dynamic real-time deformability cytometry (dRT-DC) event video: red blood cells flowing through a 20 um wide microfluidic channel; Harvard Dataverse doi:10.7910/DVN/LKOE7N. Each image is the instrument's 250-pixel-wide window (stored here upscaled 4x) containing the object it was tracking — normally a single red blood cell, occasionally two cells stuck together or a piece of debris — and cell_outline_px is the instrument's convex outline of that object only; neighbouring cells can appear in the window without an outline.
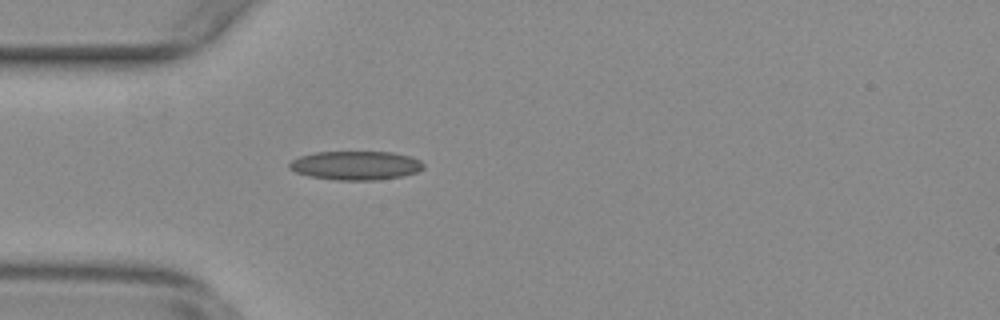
{"species": "common noctule bat (a hibernating species)", "species_latin": "Nyctalus noctula", "temperature_condition": "warm", "stored_images_in_passage": 42, "camera_frame_rate_fps": 3000, "um_per_image_px": 0.085, "animal": {"sex": "female", "body_mass_g": 29.2, "forearm_length_mm": 56.3}, "frame": {"image": 1, "passage_image": 6, "time_ms": 1.667, "image_size_px": [1000, 320], "cell_outline_px": [[424, 168], [416, 172], [400, 176], [376, 180], [336, 180], [308, 176], [296, 172], [288, 168], [288, 164], [292, 160], [300, 156], [316, 152], [392, 152], [408, 156], [420, 160], [424, 164]], "centroid_in_image_um": [30.21, 14.06], "position_along_channel_um": 54.8, "area_um2": 22.48}}
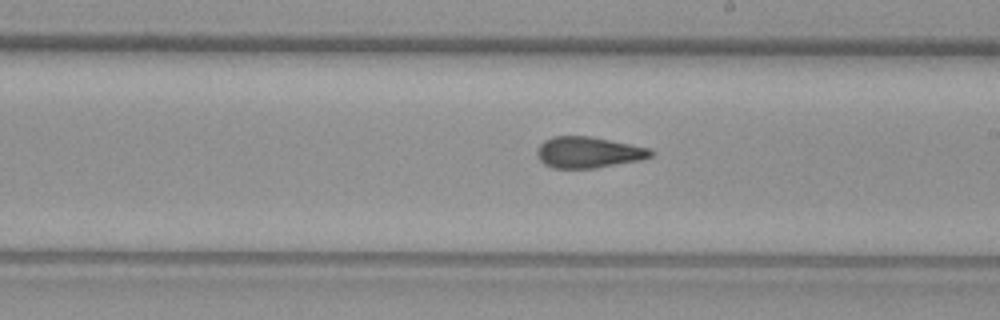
{"frame": {"image": 2, "passage_image": 21, "time_ms": 6.667, "image_size_px": [1000, 320], "cell_outline_px": [[656, 152], [652, 156], [640, 160], [596, 168], [552, 168], [544, 164], [540, 160], [536, 152], [540, 144], [544, 140], [552, 136], [592, 136], [652, 148]], "centroid_in_image_um": [50.05, 12.94], "position_along_channel_um": 239.0, "area_um2": 20.92}}
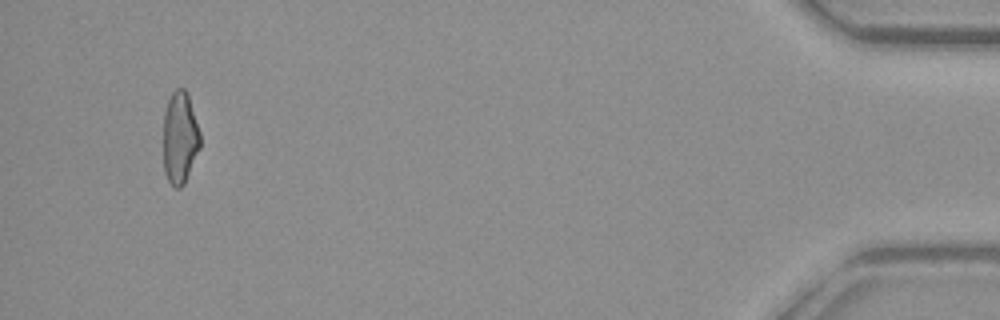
{"frame": {"image": 3, "passage_image": 42, "time_ms": 13.667, "image_size_px": [1000, 320], "cell_outline_px": [[200, 148], [184, 184], [180, 188], [176, 188], [168, 180], [164, 172], [164, 112], [168, 100], [172, 92], [176, 88], [184, 88], [188, 92], [200, 132]], "centroid_in_image_um": [15.3, 11.68], "position_along_channel_um": 419.9, "area_um2": 19.88}, "authors_computed_cell_mechanics": {"area_um2": 20.6346, "velocity_mm_per_s": 3.7867, "shape_relaxation_time_tau1_ms": null, "shape_relaxation_time_tau2_ms": 1.919, "deformation_change_tau1": null, "deformation_change_tau2": 0.0932}}